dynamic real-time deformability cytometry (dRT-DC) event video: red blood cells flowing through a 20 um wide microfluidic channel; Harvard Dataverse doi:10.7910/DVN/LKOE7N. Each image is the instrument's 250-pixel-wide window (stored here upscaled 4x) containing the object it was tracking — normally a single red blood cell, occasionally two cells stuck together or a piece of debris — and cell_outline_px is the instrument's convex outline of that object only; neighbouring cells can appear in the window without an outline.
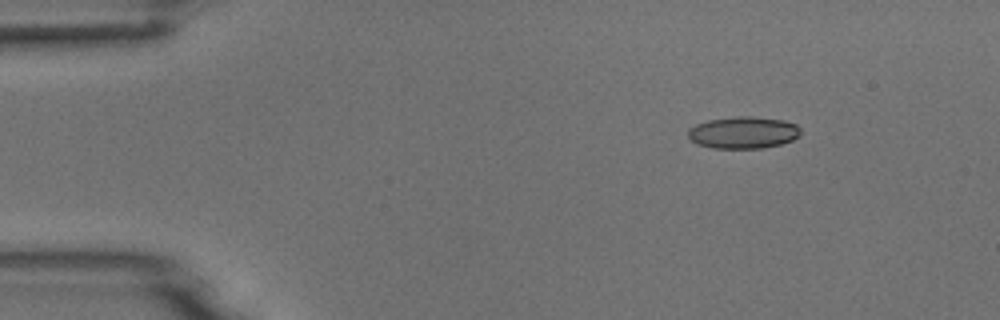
{"species": "common noctule bat (a hibernating species)", "species_latin": "Nyctalus noctula", "temperature_condition": "room temperature", "stored_images_in_passage": 5, "camera_frame_rate_fps": 3000, "um_per_image_px": 0.085, "animal": {"sex": "male", "body_mass_g": 18.8}, "frame": {"image": 1, "passage_image": 2, "time_ms": 1.0, "image_size_px": [1000, 320], "cell_outline_px": [[800, 136], [792, 140], [780, 144], [764, 148], [712, 148], [696, 144], [688, 140], [688, 128], [696, 124], [708, 120], [736, 116], [748, 116], [784, 120], [796, 124], [800, 128]], "centroid_in_image_um": [63.15, 11.27], "position_along_channel_um": 21.9, "area_um2": 21.15}}
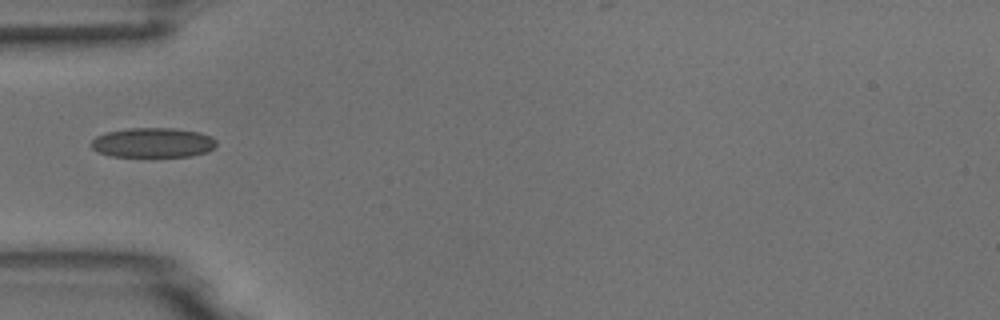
{"frame": {"image": 2, "passage_image": 4, "time_ms": 4.333, "image_size_px": [1000, 320], "cell_outline_px": [[216, 144], [208, 152], [192, 156], [112, 156], [96, 152], [88, 144], [96, 136], [108, 132], [128, 128], [172, 128], [200, 132], [212, 136], [216, 140]], "centroid_in_image_um": [12.99, 12.12], "position_along_channel_um": 72.0, "area_um2": 21.79}}